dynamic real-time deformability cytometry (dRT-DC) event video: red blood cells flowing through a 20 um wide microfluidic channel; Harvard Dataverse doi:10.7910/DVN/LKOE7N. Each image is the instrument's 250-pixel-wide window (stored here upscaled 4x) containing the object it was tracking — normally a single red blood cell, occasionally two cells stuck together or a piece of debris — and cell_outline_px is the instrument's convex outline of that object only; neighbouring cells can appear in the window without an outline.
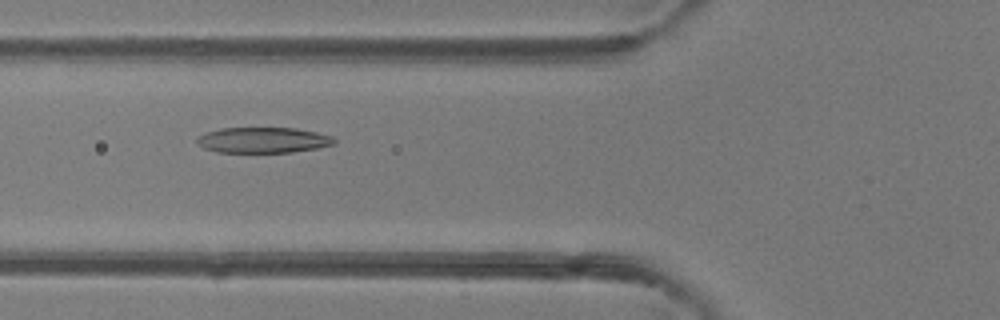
{"species": "common noctule bat (a hibernating species)", "species_latin": "Nyctalus noctula", "temperature_condition": "room temperature", "stored_images_in_passage": 3, "camera_frame_rate_fps": 3000, "um_per_image_px": 0.085, "animal": {"sex": "female"}, "frame": {"image": 1, "passage_image": 2, "time_ms": 0.333, "image_size_px": [1000, 320], "cell_outline_px": [[336, 144], [316, 148], [292, 152], [216, 152], [204, 148], [196, 140], [196, 136], [204, 132], [220, 128], [296, 128], [316, 132], [332, 136], [336, 140]], "centroid_in_image_um": [22.35, 11.9], "position_along_channel_um": 103.5, "area_um2": 20.58}}
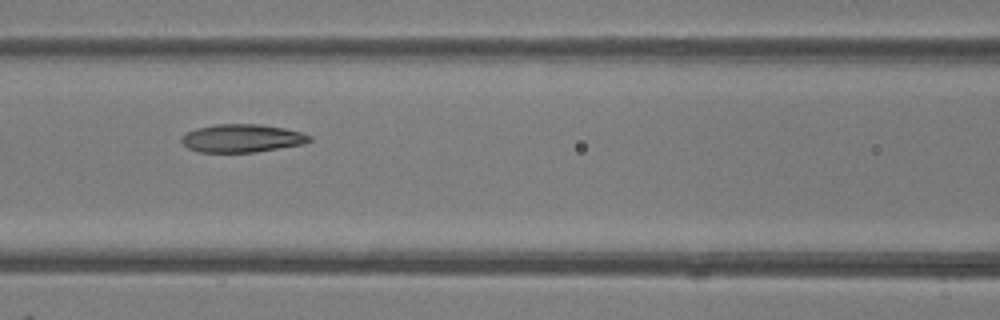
{"frame": {"image": 2, "passage_image": 3, "time_ms": 0.667, "image_size_px": [1000, 320], "cell_outline_px": [[312, 140], [304, 144], [256, 152], [196, 152], [188, 148], [180, 140], [180, 136], [196, 128], [216, 124], [260, 124], [284, 128], [300, 132], [312, 136]], "centroid_in_image_um": [20.56, 11.75], "position_along_channel_um": 146.0, "area_um2": 21.04}}